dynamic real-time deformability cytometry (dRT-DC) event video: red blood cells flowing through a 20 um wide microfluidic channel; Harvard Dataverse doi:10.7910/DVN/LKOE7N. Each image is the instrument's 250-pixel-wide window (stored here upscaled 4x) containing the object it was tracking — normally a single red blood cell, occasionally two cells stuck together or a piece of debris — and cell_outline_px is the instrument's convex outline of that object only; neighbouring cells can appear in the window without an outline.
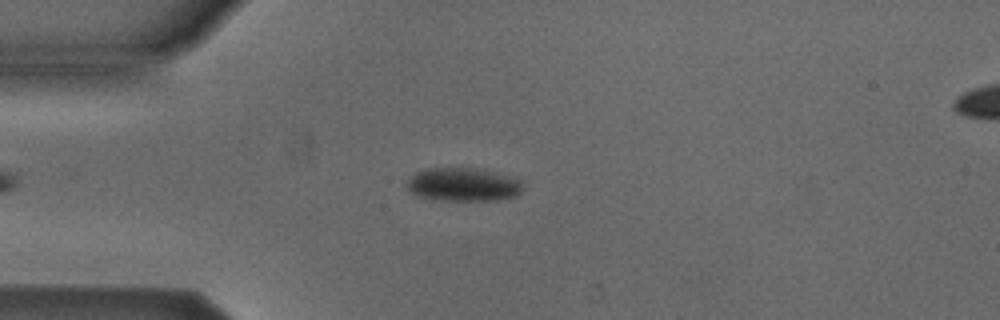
{"species": "Egyptian fruit bat (a non-hibernating species)", "species_latin": "Rousettus aegyptiacus", "temperature_condition": "cold", "stored_images_in_passage": 47, "camera_frame_rate_fps": 3000, "um_per_image_px": 0.085, "animal": {"sex": "male"}, "frame": {"image": 1, "passage_image": 11, "time_ms": 3.333, "image_size_px": [1000, 320], "cell_outline_px": [[524, 188], [516, 196], [496, 200], [444, 200], [420, 196], [412, 192], [408, 188], [408, 180], [416, 172], [424, 168], [476, 168], [496, 172], [520, 180]], "centroid_in_image_um": [39.41, 15.67], "position_along_channel_um": 45.6, "area_um2": 22.37}}
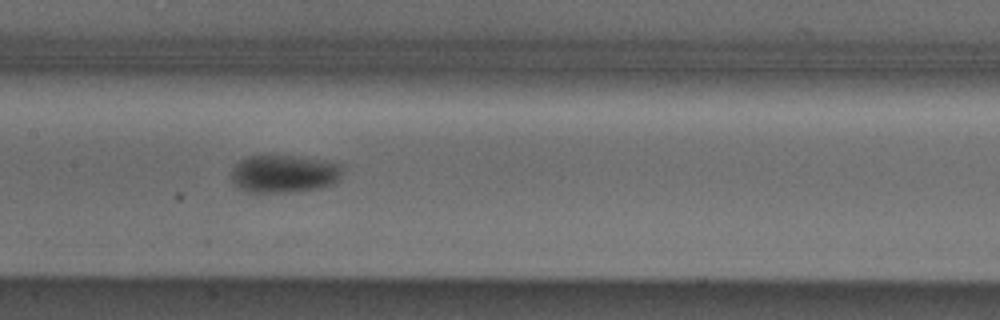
{"frame": {"image": 2, "passage_image": 23, "time_ms": 7.333, "image_size_px": [1000, 320], "cell_outline_px": [[340, 176], [332, 184], [320, 188], [292, 192], [248, 192], [236, 188], [232, 180], [232, 168], [240, 160], [248, 156], [292, 156], [340, 164]], "centroid_in_image_um": [24.06, 14.79], "position_along_channel_um": 183.3, "area_um2": 24.1}}
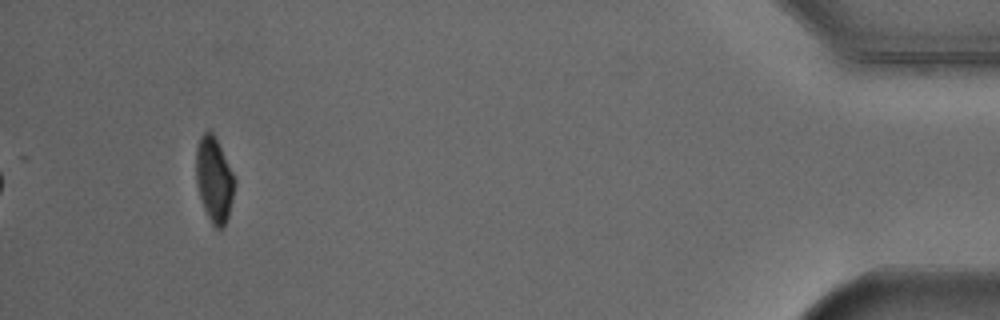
{"frame": {"image": 3, "passage_image": 47, "time_ms": 15.333, "image_size_px": [1000, 320], "cell_outline_px": [[236, 184], [228, 216], [224, 224], [220, 228], [216, 228], [212, 224], [204, 208], [200, 196], [196, 180], [196, 148], [200, 136], [204, 132], [212, 132], [236, 180]], "centroid_in_image_um": [18.2, 15.27], "position_along_channel_um": 417.0, "area_um2": 18.67}, "authors_computed_cell_mechanics": {"area_um2": 22.3686, "velocity_mm_per_s": 3.8614, "shape_relaxation_time_tau1_ms": 3.1962, "shape_relaxation_time_tau2_ms": null, "deformation_change_tau1": 0.0775, "deformation_change_tau2": null}}